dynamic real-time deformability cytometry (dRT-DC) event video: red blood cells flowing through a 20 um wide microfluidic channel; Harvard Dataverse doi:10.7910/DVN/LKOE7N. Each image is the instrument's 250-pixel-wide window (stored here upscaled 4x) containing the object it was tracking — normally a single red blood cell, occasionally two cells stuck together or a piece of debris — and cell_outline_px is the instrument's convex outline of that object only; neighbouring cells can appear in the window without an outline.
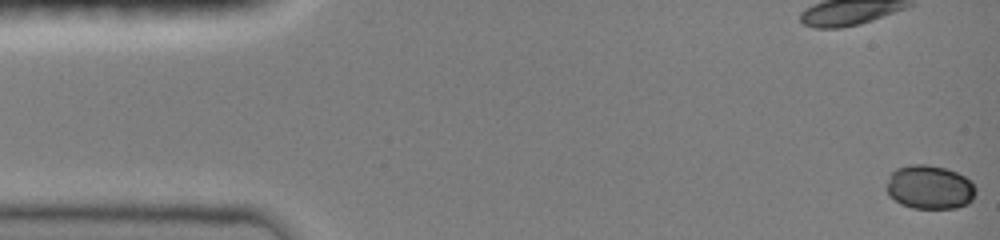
{"species": "common noctule bat (a hibernating species)", "species_latin": "Nyctalus noctula", "temperature_condition": "room temperature", "stored_images_in_passage": 43, "camera_frame_rate_fps": 3000, "um_per_image_px": 0.085, "animal": {"sex": "female", "body_mass_g": 19.0, "forearm_length_mm": 51.5}, "frame": {"image": 1, "passage_image": 1, "time_ms": 0.0, "image_size_px": [1000, 240], "cell_outline_px": [[976, 192], [972, 200], [968, 204], [956, 208], [912, 208], [900, 204], [888, 196], [888, 176], [896, 168], [908, 164], [928, 164], [944, 168], [956, 172], [972, 180], [976, 188]], "centroid_in_image_um": [79.03, 15.91], "position_along_channel_um": 6.0, "area_um2": 23.06}}
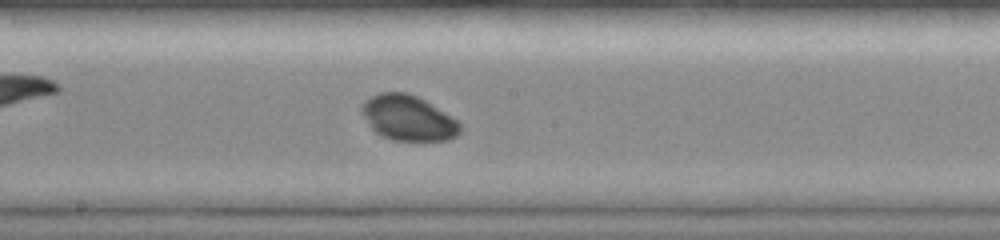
{"frame": {"image": 2, "passage_image": 24, "time_ms": 8.333, "image_size_px": [1000, 240], "cell_outline_px": [[460, 132], [456, 136], [448, 140], [392, 140], [380, 136], [368, 124], [360, 112], [360, 104], [364, 100], [380, 92], [408, 92], [424, 100], [456, 120], [460, 124]], "centroid_in_image_um": [34.63, 10.02], "position_along_channel_um": 213.6, "area_um2": 25.84}}
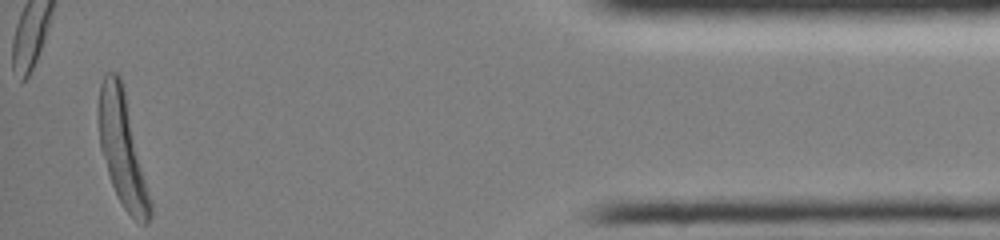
{"frame": {"image": 3, "passage_image": 43, "time_ms": 15.0, "image_size_px": [1000, 240], "cell_outline_px": [[152, 216], [148, 224], [140, 224], [124, 208], [112, 184], [100, 148], [96, 108], [100, 84], [104, 72], [116, 72], [120, 76], [124, 88], [152, 204]], "centroid_in_image_um": [10.37, 12.63], "position_along_channel_um": 424.8, "area_um2": 34.04}, "authors_computed_cell_mechanics": {"area_um2": 25.8366, "velocity_mm_per_s": 4.0421, "shape_relaxation_time_tau1_ms": 1.4119, "shape_relaxation_time_tau2_ms": null, "deformation_change_tau1": 0.0839, "deformation_change_tau2": null}}